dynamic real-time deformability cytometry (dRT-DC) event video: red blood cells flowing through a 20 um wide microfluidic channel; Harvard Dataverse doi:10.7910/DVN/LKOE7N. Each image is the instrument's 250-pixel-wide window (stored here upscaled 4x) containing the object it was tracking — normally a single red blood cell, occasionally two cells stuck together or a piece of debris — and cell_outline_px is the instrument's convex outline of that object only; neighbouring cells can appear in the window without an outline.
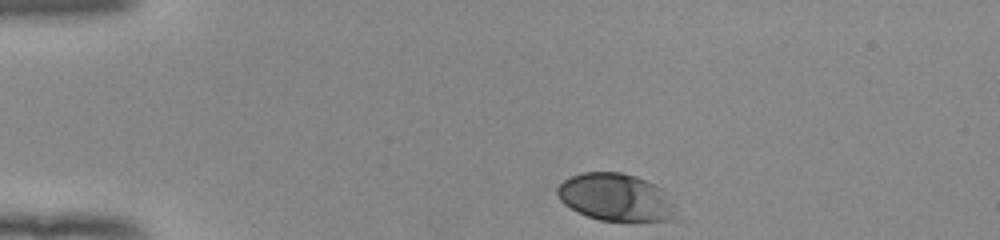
{"species": "human", "species_latin": "Homo sapiens", "temperature_condition": "room temperature", "stored_images_in_passage": 35, "camera_frame_rate_fps": 3000, "um_per_image_px": 0.085, "donor": {"sex": "female"}, "frame": {"image": 1, "passage_image": 1, "time_ms": 0.0, "image_size_px": [1000, 240], "cell_outline_px": [[676, 216], [672, 220], [600, 220], [588, 216], [564, 204], [560, 200], [556, 192], [556, 188], [564, 180], [572, 176], [584, 172], [620, 172], [636, 176], [660, 188], [672, 204]], "centroid_in_image_um": [52.29, 16.76], "position_along_channel_um": 32.7, "area_um2": 32.08}}
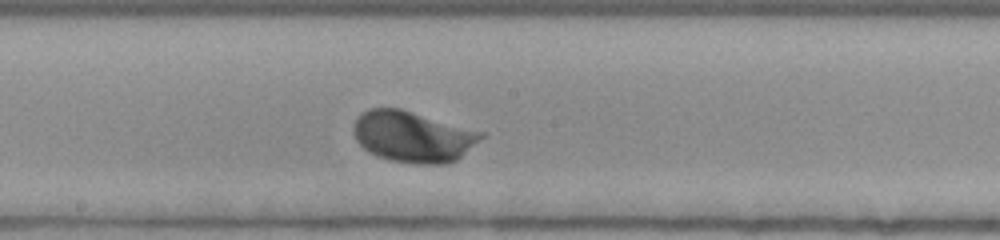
{"frame": {"image": 2, "passage_image": 20, "time_ms": 6.333, "image_size_px": [1000, 240], "cell_outline_px": [[484, 136], [480, 140], [456, 160], [444, 164], [412, 164], [388, 160], [376, 156], [368, 152], [356, 140], [352, 132], [352, 124], [360, 112], [368, 108], [400, 108], [484, 132]], "centroid_in_image_um": [35.04, 11.61], "position_along_channel_um": 213.2, "area_um2": 38.26}}
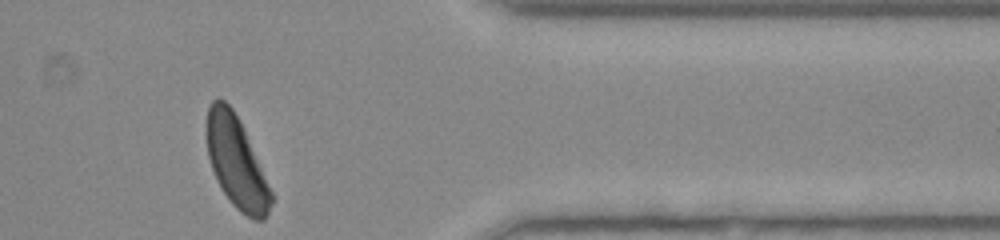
{"frame": {"image": 3, "passage_image": 35, "time_ms": 11.333, "image_size_px": [1000, 240], "cell_outline_px": [[272, 204], [264, 220], [252, 220], [240, 212], [232, 204], [220, 188], [212, 168], [208, 156], [204, 132], [204, 124], [208, 108], [212, 100], [224, 100], [232, 108], [240, 120], [244, 128], [272, 192]], "centroid_in_image_um": [20.06, 13.78], "position_along_channel_um": 391.3, "area_um2": 34.62}, "authors_computed_cell_mechanics": {"area_um2": 33.9286, "velocity_mm_per_s": 3.8723, "shape_relaxation_time_tau1_ms": 2.277, "shape_relaxation_time_tau2_ms": null, "deformation_change_tau1": 0.1336, "deformation_change_tau2": null}}